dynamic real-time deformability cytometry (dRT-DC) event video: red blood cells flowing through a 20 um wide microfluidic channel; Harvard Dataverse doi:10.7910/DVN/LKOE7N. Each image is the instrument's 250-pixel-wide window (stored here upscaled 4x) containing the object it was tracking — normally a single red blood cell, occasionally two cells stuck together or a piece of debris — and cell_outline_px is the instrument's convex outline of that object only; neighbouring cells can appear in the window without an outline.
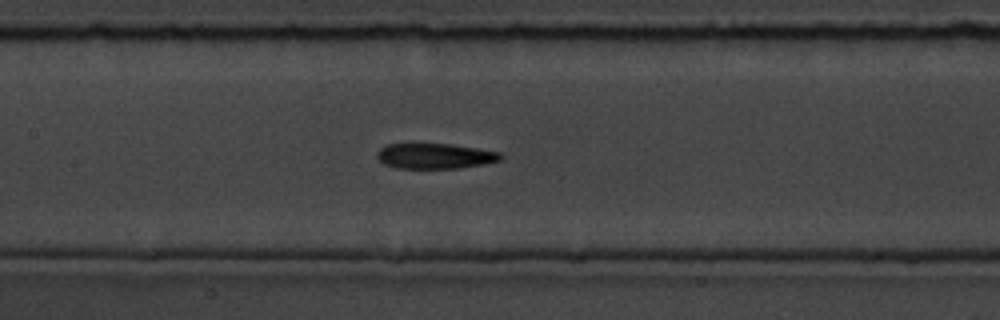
{"species": "common noctule bat (a hibernating species)", "species_latin": "Nyctalus noctula", "temperature_condition": "room temperature", "stored_images_in_passage": 43, "camera_frame_rate_fps": 3000, "um_per_image_px": 0.085, "animal": {"sex": "male", "body_mass_g": 19.5, "forearm_length_mm": 54.6}, "frame": {"image": 1, "passage_image": 25, "time_ms": 8.0, "image_size_px": [1000, 320], "cell_outline_px": [[504, 160], [484, 164], [460, 168], [396, 168], [384, 164], [376, 156], [376, 152], [380, 148], [388, 144], [412, 140], [448, 144], [476, 148], [500, 152], [504, 156]], "centroid_in_image_um": [36.93, 13.22], "position_along_channel_um": 170.5, "area_um2": 19.19}}